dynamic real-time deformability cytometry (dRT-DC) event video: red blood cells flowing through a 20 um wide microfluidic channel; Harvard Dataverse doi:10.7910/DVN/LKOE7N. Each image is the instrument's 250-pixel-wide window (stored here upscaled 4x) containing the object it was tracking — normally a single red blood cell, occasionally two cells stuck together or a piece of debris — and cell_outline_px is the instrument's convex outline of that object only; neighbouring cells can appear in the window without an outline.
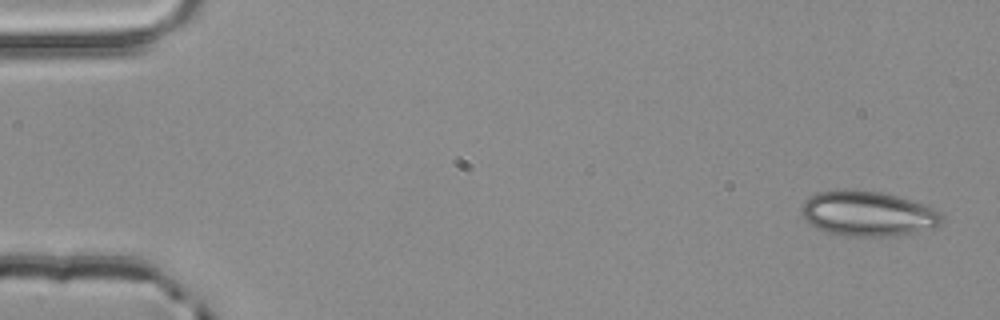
{"species": "common noctule bat (a hibernating species)", "species_latin": "Nyctalus noctula", "temperature_condition": "room temperature", "stored_images_in_passage": 4, "camera_frame_rate_fps": 3000, "um_per_image_px": 0.085, "animal": {"sex": "male", "body_mass_g": 20.4}, "frame": {"image": 1, "passage_image": 1, "time_ms": 0.0, "image_size_px": [1000, 320], "cell_outline_px": [[940, 224], [932, 228], [884, 236], [840, 236], [816, 228], [804, 220], [800, 216], [800, 208], [804, 200], [816, 192], [836, 188], [848, 188], [880, 192], [896, 196], [932, 208], [940, 212]], "centroid_in_image_um": [73.6, 18.13], "position_along_channel_um": 11.4, "area_um2": 36.82}}